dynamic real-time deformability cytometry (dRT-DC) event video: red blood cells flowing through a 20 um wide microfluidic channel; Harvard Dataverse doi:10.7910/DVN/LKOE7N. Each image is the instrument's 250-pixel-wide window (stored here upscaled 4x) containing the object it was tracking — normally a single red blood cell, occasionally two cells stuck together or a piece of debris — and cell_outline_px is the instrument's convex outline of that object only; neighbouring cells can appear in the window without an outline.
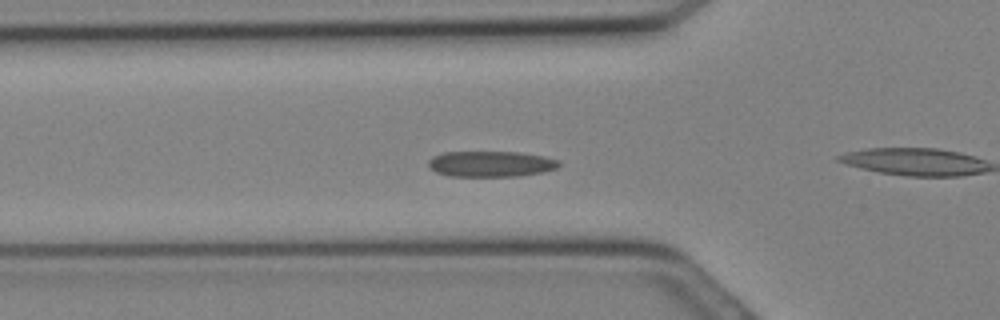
{"species": "Egyptian fruit bat (a non-hibernating species)", "species_latin": "Rousettus aegyptiacus", "temperature_condition": "cold", "stored_images_in_passage": 31, "camera_frame_rate_fps": 3000, "um_per_image_px": 0.085, "animal": {"sex": "female"}, "frame": {"image": 1, "passage_image": 10, "time_ms": 3.0, "image_size_px": [1000, 320], "cell_outline_px": [[560, 164], [556, 168], [540, 172], [520, 176], [448, 176], [436, 172], [428, 168], [428, 160], [432, 156], [444, 152], [520, 152], [544, 156], [560, 160]], "centroid_in_image_um": [41.68, 13.93], "position_along_channel_um": 84.1, "area_um2": 19.71}}
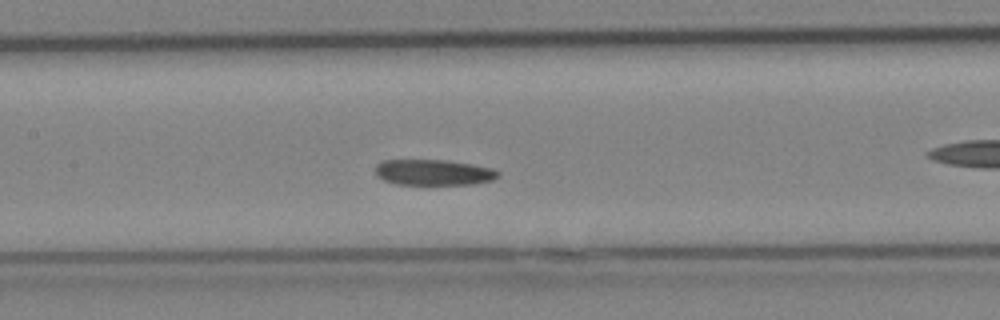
{"frame": {"image": 2, "passage_image": 14, "time_ms": 4.333, "image_size_px": [1000, 320], "cell_outline_px": [[500, 176], [492, 180], [472, 184], [396, 184], [384, 180], [376, 176], [376, 164], [384, 160], [448, 160], [472, 164], [492, 168], [500, 172]], "centroid_in_image_um": [36.86, 14.65], "position_along_channel_um": 170.5, "area_um2": 18.44}}